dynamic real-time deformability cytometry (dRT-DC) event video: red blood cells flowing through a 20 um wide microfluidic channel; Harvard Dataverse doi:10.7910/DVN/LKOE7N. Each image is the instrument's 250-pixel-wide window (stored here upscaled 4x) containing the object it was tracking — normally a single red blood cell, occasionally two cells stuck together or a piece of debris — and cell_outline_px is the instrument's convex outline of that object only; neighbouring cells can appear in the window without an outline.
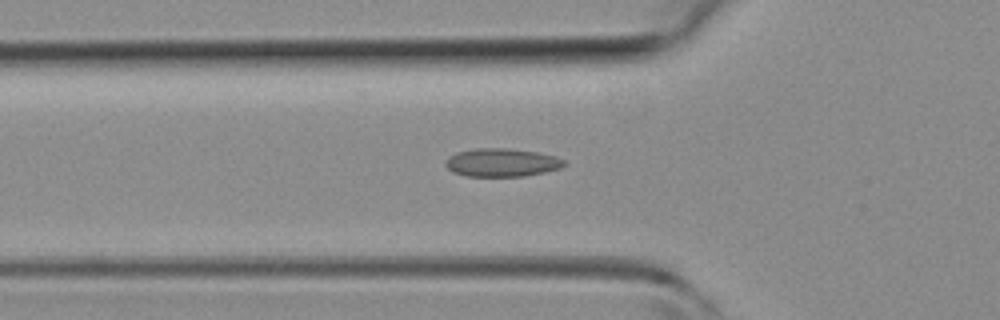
{"species": "common noctule bat (a hibernating species)", "species_latin": "Nyctalus noctula", "temperature_condition": "room temperature", "stored_images_in_passage": 45, "camera_frame_rate_fps": 3000, "um_per_image_px": 0.085, "animal": {"sex": "female", "body_mass_g": 19.3, "forearm_length_mm": 54.1}, "frame": {"image": 1, "passage_image": 14, "time_ms": 4.333, "image_size_px": [1000, 320], "cell_outline_px": [[568, 164], [560, 168], [544, 172], [524, 176], [464, 176], [452, 172], [444, 164], [448, 156], [456, 152], [476, 148], [504, 148], [536, 152], [556, 156], [564, 160]], "centroid_in_image_um": [42.63, 13.81], "position_along_channel_um": 83.2, "area_um2": 19.59}}
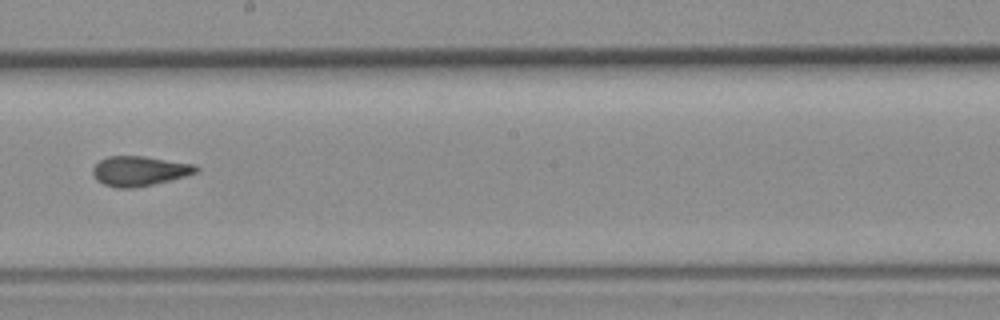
{"frame": {"image": 2, "passage_image": 24, "time_ms": 7.667, "image_size_px": [1000, 320], "cell_outline_px": [[200, 168], [196, 172], [184, 176], [152, 184], [132, 188], [116, 188], [104, 184], [96, 180], [92, 176], [92, 168], [100, 160], [108, 156], [144, 156], [192, 164]], "centroid_in_image_um": [11.78, 14.53], "position_along_channel_um": 236.4, "area_um2": 17.74}}
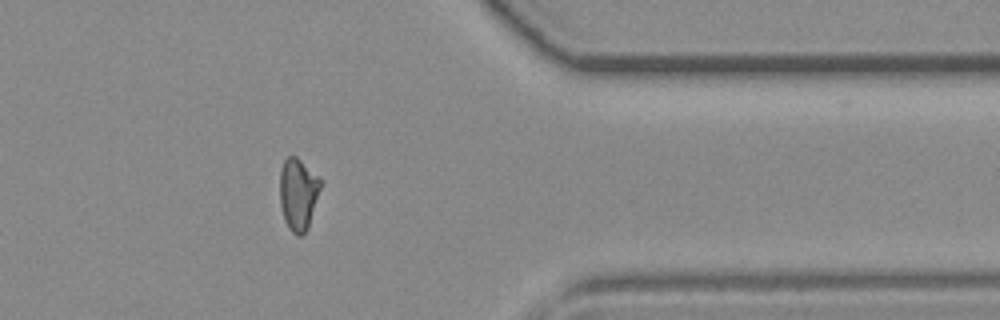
{"frame": {"image": 3, "passage_image": 35, "time_ms": 11.333, "image_size_px": [1000, 320], "cell_outline_px": [[320, 188], [308, 228], [300, 236], [296, 236], [288, 228], [284, 220], [280, 204], [280, 168], [284, 160], [288, 156], [296, 156], [320, 180]], "centroid_in_image_um": [25.3, 16.52], "position_along_channel_um": 386.1, "area_um2": 16.82}}